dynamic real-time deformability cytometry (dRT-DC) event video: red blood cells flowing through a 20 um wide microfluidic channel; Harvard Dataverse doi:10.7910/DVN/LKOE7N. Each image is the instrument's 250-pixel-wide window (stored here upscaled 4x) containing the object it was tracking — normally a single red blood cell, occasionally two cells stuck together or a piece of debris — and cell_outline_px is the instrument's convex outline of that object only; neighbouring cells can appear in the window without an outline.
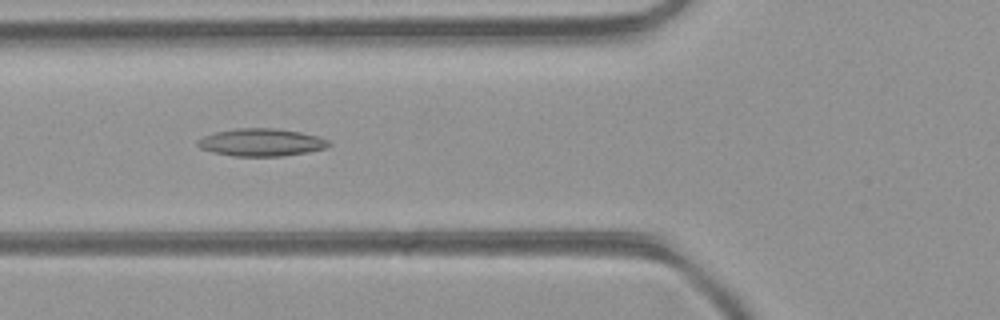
{"species": "common noctule bat (a hibernating species)", "species_latin": "Nyctalus noctula", "temperature_condition": "room temperature", "stored_images_in_passage": 35, "camera_frame_rate_fps": 3000, "um_per_image_px": 0.085, "animal": {"sex": "female", "body_mass_g": 21.9}, "frame": {"image": 1, "passage_image": 6, "time_ms": 1.667, "image_size_px": [1000, 320], "cell_outline_px": [[332, 144], [324, 148], [308, 152], [280, 156], [236, 156], [212, 152], [200, 148], [196, 144], [196, 140], [204, 136], [216, 132], [236, 128], [276, 128], [300, 132], [316, 136], [328, 140]], "centroid_in_image_um": [22.18, 12.1], "position_along_channel_um": 103.6, "area_um2": 20.98}}
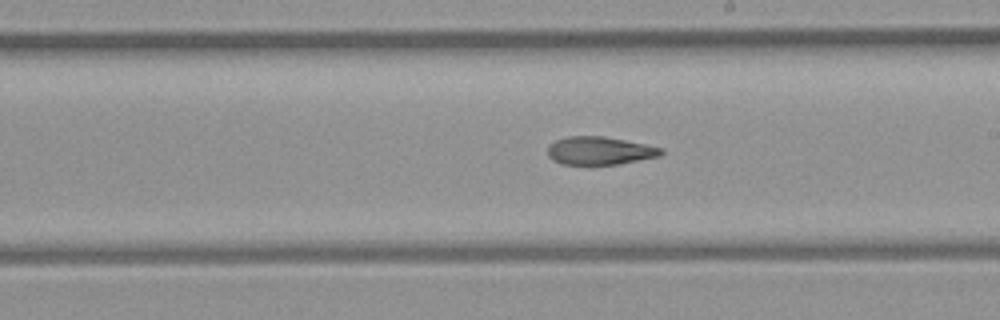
{"frame": {"image": 2, "passage_image": 15, "time_ms": 4.667, "image_size_px": [1000, 320], "cell_outline_px": [[664, 152], [660, 156], [620, 164], [560, 164], [552, 160], [548, 156], [548, 148], [556, 140], [568, 136], [604, 136], [664, 148]], "centroid_in_image_um": [50.99, 12.81], "position_along_channel_um": 238.0, "area_um2": 18.5}}
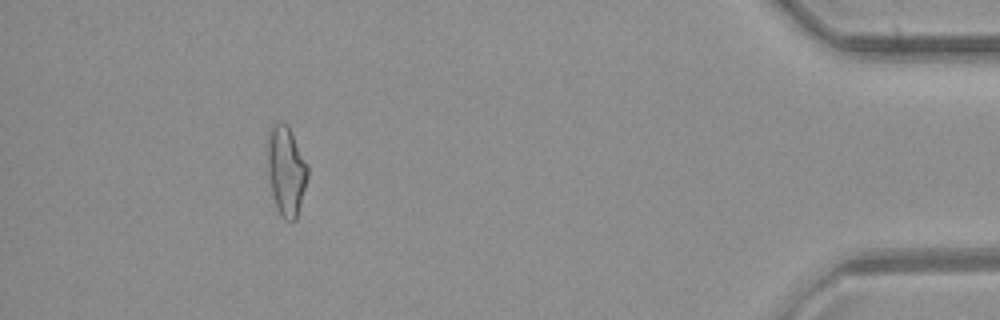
{"frame": {"image": 3, "passage_image": 31, "time_ms": 10.0, "image_size_px": [1000, 320], "cell_outline_px": [[308, 176], [296, 220], [284, 220], [280, 216], [276, 208], [268, 176], [268, 140], [272, 124], [280, 120], [288, 124], [308, 164]], "centroid_in_image_um": [24.33, 14.5], "position_along_channel_um": 410.9, "area_um2": 21.04}, "authors_computed_cell_mechanics": {"area_um2": 19.4786, "velocity_mm_per_s": 4.4679, "shape_relaxation_time_tau1_ms": null, "shape_relaxation_time_tau2_ms": 5.0552, "deformation_change_tau1": null, "deformation_change_tau2": 0.1559}}